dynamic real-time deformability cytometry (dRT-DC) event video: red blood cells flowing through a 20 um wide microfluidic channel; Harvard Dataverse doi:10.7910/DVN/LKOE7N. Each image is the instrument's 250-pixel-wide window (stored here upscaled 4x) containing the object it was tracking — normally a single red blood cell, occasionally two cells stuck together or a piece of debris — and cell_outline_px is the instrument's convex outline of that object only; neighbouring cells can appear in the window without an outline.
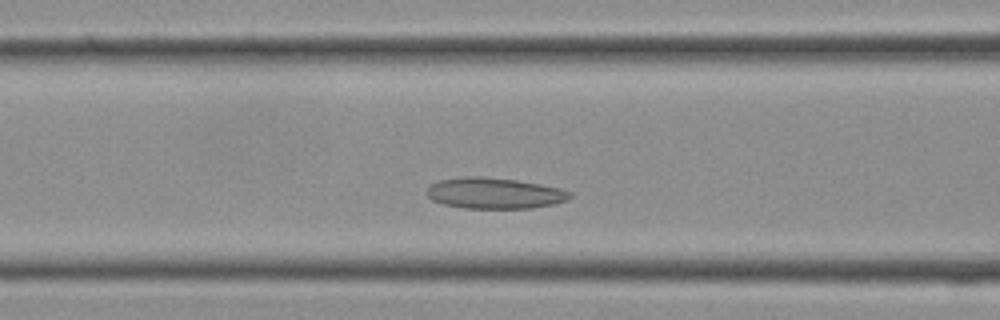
{"species": "Egyptian fruit bat (a non-hibernating species)", "species_latin": "Rousettus aegyptiacus", "temperature_condition": "cold", "stored_images_in_passage": 21, "camera_frame_rate_fps": 3000, "um_per_image_px": 0.085, "frame": {"image": 1, "passage_image": 6, "time_ms": 1.667, "image_size_px": [1000, 320], "cell_outline_px": [[572, 196], [568, 200], [552, 204], [532, 208], [464, 208], [444, 204], [432, 200], [424, 192], [432, 184], [440, 180], [464, 176], [480, 176], [516, 180], [540, 184], [560, 188], [572, 192]], "centroid_in_image_um": [42.03, 16.42], "position_along_channel_um": 124.6, "area_um2": 25.84}}
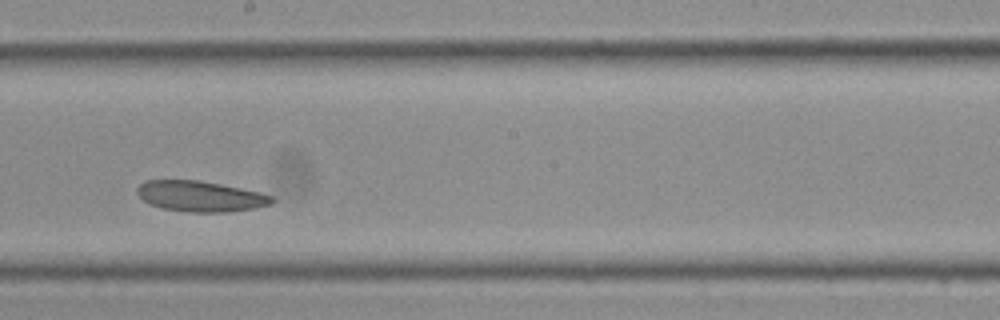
{"frame": {"image": 2, "passage_image": 11, "time_ms": 3.333, "image_size_px": [1000, 320], "cell_outline_px": [[276, 200], [272, 204], [256, 208], [228, 212], [188, 212], [160, 208], [148, 204], [136, 192], [136, 188], [144, 180], [200, 180], [260, 192], [272, 196]], "centroid_in_image_um": [17.03, 16.69], "position_along_channel_um": 231.2, "area_um2": 24.28}}
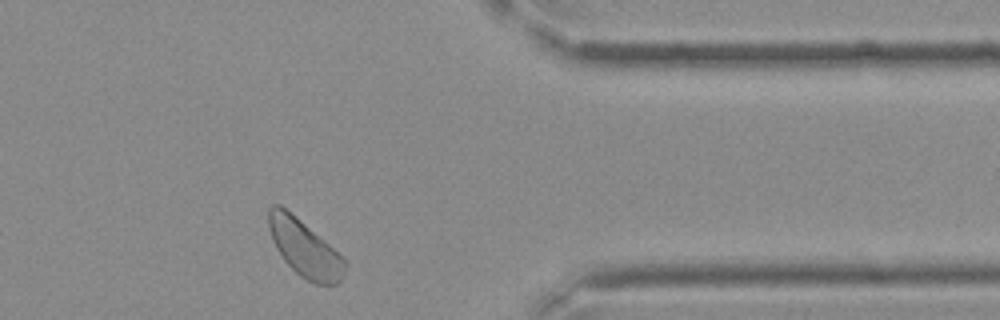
{"frame": {"image": 3, "passage_image": 19, "time_ms": 6.0, "image_size_px": [1000, 320], "cell_outline_px": [[348, 264], [344, 276], [336, 284], [316, 284], [300, 276], [284, 260], [276, 248], [268, 228], [268, 208], [272, 204], [280, 204], [300, 220], [344, 256], [348, 260]], "centroid_in_image_um": [25.92, 21.11], "position_along_channel_um": 385.5, "area_um2": 25.32}}